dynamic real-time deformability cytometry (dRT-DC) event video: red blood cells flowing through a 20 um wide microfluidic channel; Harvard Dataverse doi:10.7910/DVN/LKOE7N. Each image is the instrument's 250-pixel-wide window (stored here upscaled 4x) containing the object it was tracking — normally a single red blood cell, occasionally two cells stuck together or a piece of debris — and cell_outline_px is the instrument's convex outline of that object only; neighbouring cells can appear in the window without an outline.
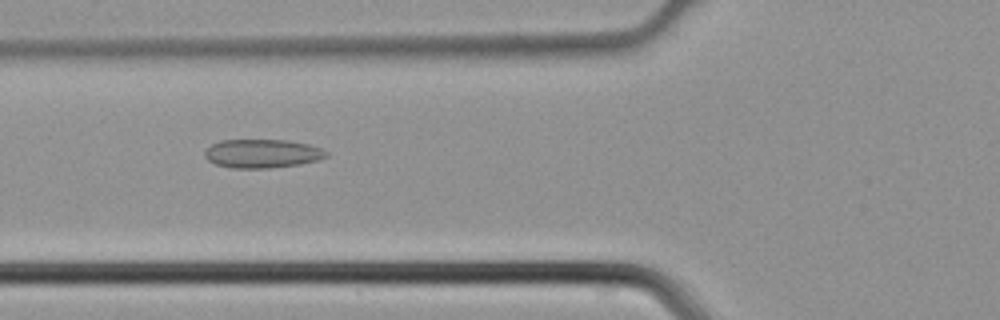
{"species": "common noctule bat (a hibernating species)", "species_latin": "Nyctalus noctula", "temperature_condition": "cold", "stored_images_in_passage": 32, "camera_frame_rate_fps": 3000, "um_per_image_px": 0.085, "animal": {"sex": "male", "body_mass_g": 21.5, "forearm_length_mm": 52.0}, "frame": {"image": 1, "passage_image": 5, "time_ms": 1.333, "image_size_px": [1000, 320], "cell_outline_px": [[328, 156], [316, 160], [300, 164], [272, 168], [232, 168], [216, 164], [208, 160], [204, 156], [204, 152], [212, 144], [220, 140], [288, 140], [308, 144], [320, 148], [328, 152]], "centroid_in_image_um": [22.28, 13.05], "position_along_channel_um": 103.5, "area_um2": 20.29}}
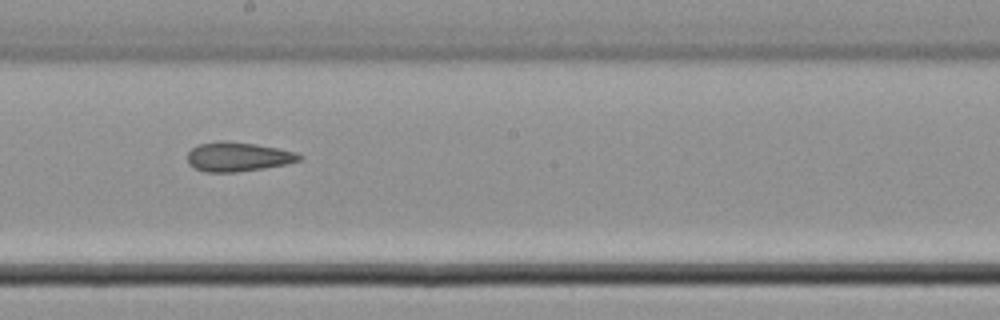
{"frame": {"image": 2, "passage_image": 13, "time_ms": 4.0, "image_size_px": [1000, 320], "cell_outline_px": [[304, 156], [300, 160], [288, 164], [264, 168], [236, 172], [204, 172], [188, 164], [188, 152], [192, 148], [200, 144], [220, 140], [224, 140], [256, 144], [296, 152]], "centroid_in_image_um": [20.23, 13.32], "position_along_channel_um": 228.0, "area_um2": 19.13}}
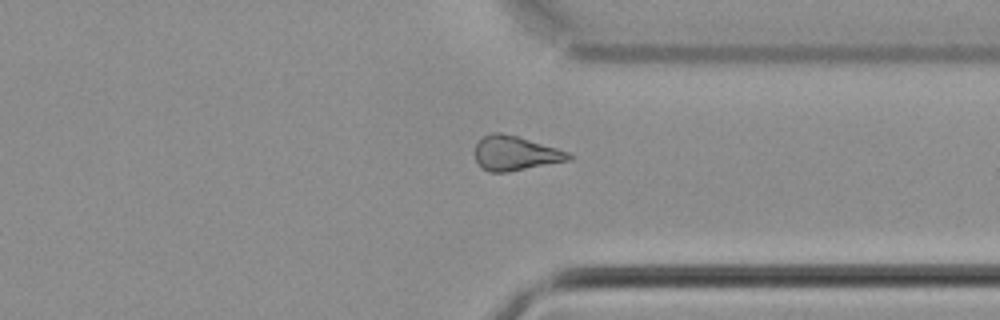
{"frame": {"image": 3, "passage_image": 22, "time_ms": 7.0, "image_size_px": [1000, 320], "cell_outline_px": [[572, 160], [508, 172], [488, 172], [480, 168], [472, 152], [476, 144], [484, 136], [492, 132], [500, 132], [516, 136], [556, 148], [568, 152], [572, 156]], "centroid_in_image_um": [43.75, 13.05], "position_along_channel_um": 367.7, "area_um2": 18.96}}